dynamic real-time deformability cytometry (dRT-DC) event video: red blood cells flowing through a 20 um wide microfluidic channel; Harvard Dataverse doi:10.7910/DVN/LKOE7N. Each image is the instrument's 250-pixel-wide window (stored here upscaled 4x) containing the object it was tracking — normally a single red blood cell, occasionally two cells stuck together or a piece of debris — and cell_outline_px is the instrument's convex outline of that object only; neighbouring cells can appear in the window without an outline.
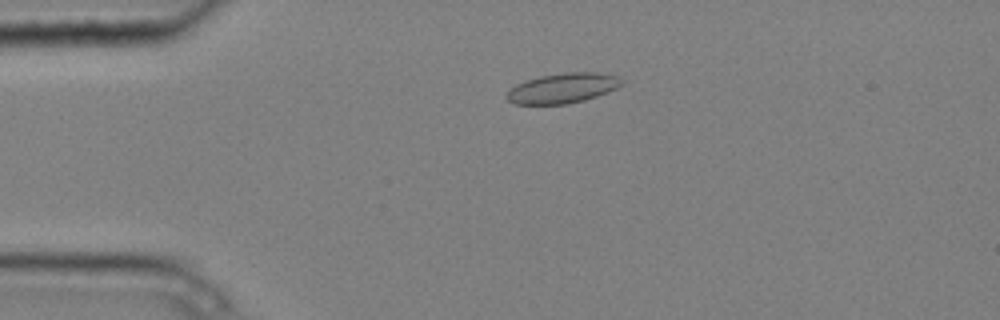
{"species": "common noctule bat (a hibernating species)", "species_latin": "Nyctalus noctula", "temperature_condition": "cold", "stored_images_in_passage": 4, "camera_frame_rate_fps": 3000, "um_per_image_px": 0.085, "animal": {"sex": "male", "body_mass_g": 20.4}, "frame": {"image": 1, "passage_image": 3, "time_ms": 0.667, "image_size_px": [1000, 320], "cell_outline_px": [[624, 84], [608, 92], [584, 100], [568, 104], [512, 104], [504, 96], [516, 84], [524, 80], [540, 76], [564, 72], [600, 72], [616, 76], [624, 80]], "centroid_in_image_um": [47.83, 7.49], "position_along_channel_um": 37.2, "area_um2": 20.29}}